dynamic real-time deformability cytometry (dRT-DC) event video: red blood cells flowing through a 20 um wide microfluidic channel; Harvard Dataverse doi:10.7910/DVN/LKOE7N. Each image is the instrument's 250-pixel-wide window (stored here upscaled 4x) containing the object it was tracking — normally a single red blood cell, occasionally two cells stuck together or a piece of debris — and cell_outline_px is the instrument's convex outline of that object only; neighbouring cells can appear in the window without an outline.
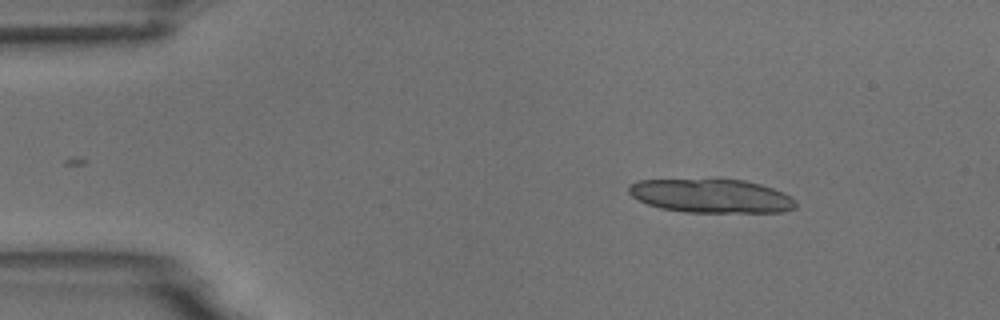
{"species": "common noctule bat (a hibernating species)", "species_latin": "Nyctalus noctula", "temperature_condition": "room temperature", "stored_images_in_passage": 3, "camera_frame_rate_fps": 3000, "um_per_image_px": 0.085, "animal": {"sex": "male", "body_mass_g": 18.8}, "frame": {"image": 1, "passage_image": 1, "time_ms": 0.0, "image_size_px": [1000, 320], "cell_outline_px": [[796, 208], [784, 212], [684, 212], [660, 208], [648, 204], [632, 196], [628, 192], [628, 184], [640, 180], [716, 176], [744, 180], [760, 184], [784, 192], [796, 200]], "centroid_in_image_um": [60.44, 16.6], "position_along_channel_um": 24.6, "area_um2": 34.22}}